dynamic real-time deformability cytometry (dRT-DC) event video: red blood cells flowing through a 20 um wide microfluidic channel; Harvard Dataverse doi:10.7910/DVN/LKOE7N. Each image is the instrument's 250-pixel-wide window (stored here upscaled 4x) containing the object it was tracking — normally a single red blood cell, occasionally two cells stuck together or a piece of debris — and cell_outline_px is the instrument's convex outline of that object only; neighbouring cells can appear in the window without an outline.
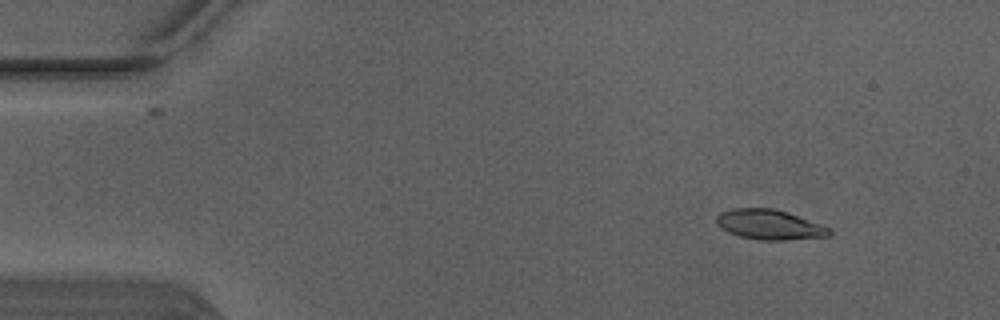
{"species": "Egyptian fruit bat (a non-hibernating species)", "species_latin": "Rousettus aegyptiacus", "temperature_condition": "warm", "stored_images_in_passage": 7, "camera_frame_rate_fps": 3000, "um_per_image_px": 0.085, "animal": {"sex": "male"}, "frame": {"image": 1, "passage_image": 2, "time_ms": 0.333, "image_size_px": [1000, 320], "cell_outline_px": [[832, 232], [828, 236], [784, 240], [760, 240], [740, 236], [728, 232], [720, 228], [716, 224], [716, 216], [720, 212], [732, 208], [772, 208], [788, 212], [832, 228]], "centroid_in_image_um": [65.39, 19.08], "position_along_channel_um": 19.6, "area_um2": 19.83}}
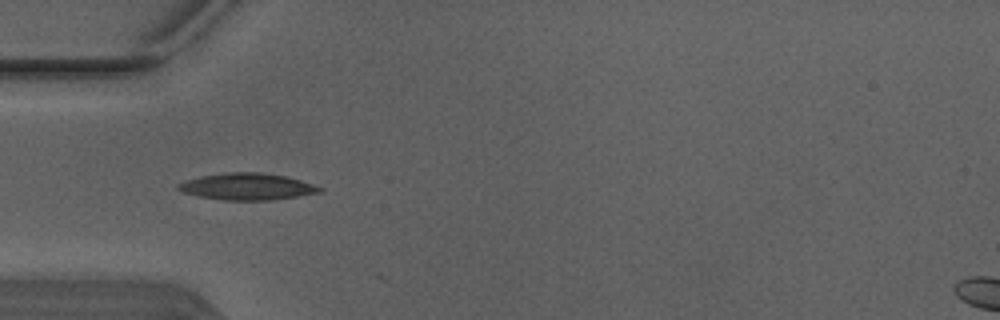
{"frame": {"image": 2, "passage_image": 5, "time_ms": 1.333, "image_size_px": [1000, 320], "cell_outline_px": [[324, 192], [272, 200], [224, 200], [200, 196], [184, 192], [176, 188], [176, 184], [200, 176], [232, 172], [260, 172], [288, 176], [324, 188]], "centroid_in_image_um": [21.06, 15.86], "position_along_channel_um": 63.9, "area_um2": 21.96}}
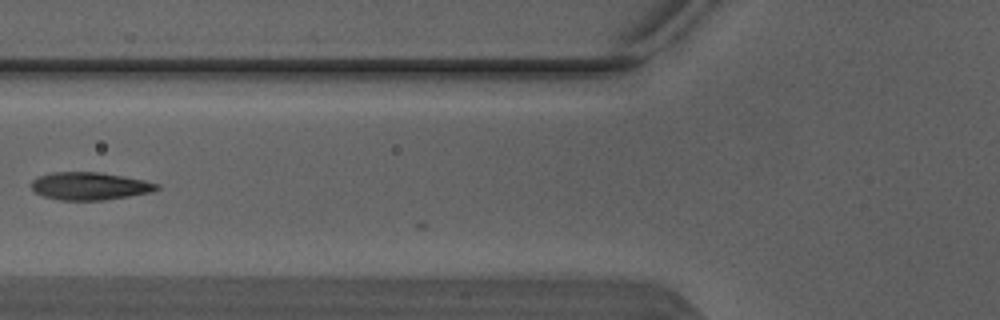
{"frame": {"image": 3, "passage_image": 6, "time_ms": 1.667, "image_size_px": [1000, 320], "cell_outline_px": [[160, 188], [152, 192], [104, 200], [60, 200], [44, 196], [36, 192], [32, 188], [32, 180], [40, 176], [52, 172], [100, 172], [124, 176], [144, 180], [160, 184]], "centroid_in_image_um": [7.66, 15.81], "position_along_channel_um": 118.1, "area_um2": 20.17}}